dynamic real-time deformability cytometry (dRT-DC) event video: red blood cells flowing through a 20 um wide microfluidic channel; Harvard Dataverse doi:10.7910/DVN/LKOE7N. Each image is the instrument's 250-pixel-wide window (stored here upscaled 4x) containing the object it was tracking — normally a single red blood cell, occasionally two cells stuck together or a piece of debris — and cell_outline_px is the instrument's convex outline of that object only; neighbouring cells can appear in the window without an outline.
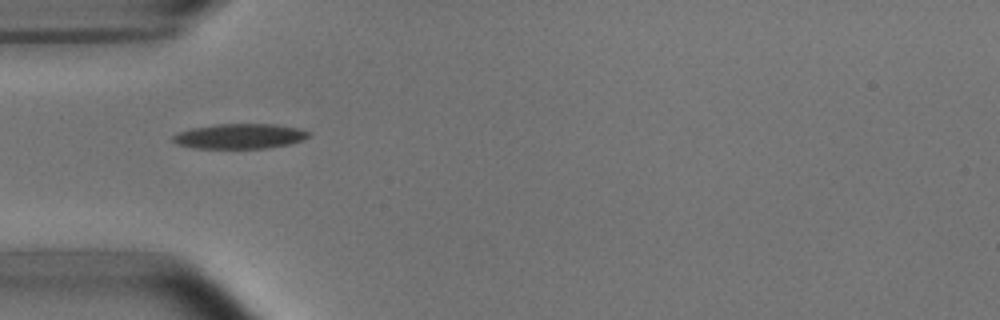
{"species": "common noctule bat (a hibernating species)", "species_latin": "Nyctalus noctula", "temperature_condition": "room temperature", "stored_images_in_passage": 1, "camera_frame_rate_fps": 3000, "um_per_image_px": 0.085, "animal": {"sex": "male", "body_mass_g": 15.6}, "frame": {"image": 1, "passage_image": 1, "time_ms": 0.0, "image_size_px": [1000, 320], "cell_outline_px": [[312, 132], [308, 136], [292, 144], [268, 148], [192, 148], [176, 144], [172, 140], [172, 136], [180, 132], [192, 128], [220, 124], [276, 124], [300, 128]], "centroid_in_image_um": [20.41, 11.58], "position_along_channel_um": 64.6, "area_um2": 19.83}}